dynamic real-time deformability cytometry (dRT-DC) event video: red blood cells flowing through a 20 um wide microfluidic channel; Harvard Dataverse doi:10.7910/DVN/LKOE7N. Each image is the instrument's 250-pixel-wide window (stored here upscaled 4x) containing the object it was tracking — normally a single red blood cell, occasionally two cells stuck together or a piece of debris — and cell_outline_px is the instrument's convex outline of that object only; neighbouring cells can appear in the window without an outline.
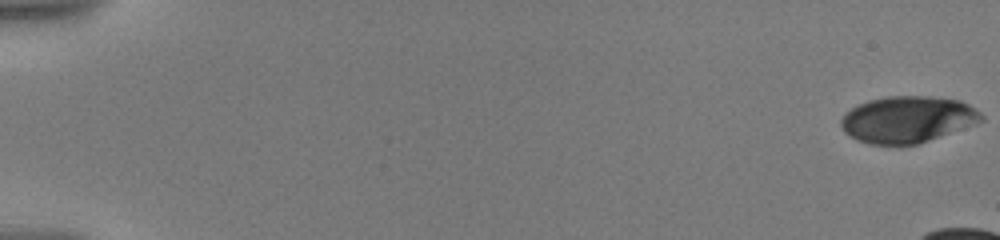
{"species": "human", "species_latin": "Homo sapiens", "temperature_condition": "warm", "stored_images_in_passage": 20, "camera_frame_rate_fps": 3000, "um_per_image_px": 0.085, "donor": {"sex": "male"}, "frame": {"image": 1, "passage_image": 1, "time_ms": 0.0, "image_size_px": [1000, 240], "cell_outline_px": [[984, 120], [976, 124], [916, 144], [868, 144], [856, 140], [848, 136], [844, 132], [840, 124], [840, 120], [844, 112], [868, 100], [888, 96], [932, 96], [960, 100], [968, 104], [980, 112], [984, 116]], "centroid_in_image_um": [77.12, 10.14], "position_along_channel_um": 7.9, "area_um2": 38.15}}